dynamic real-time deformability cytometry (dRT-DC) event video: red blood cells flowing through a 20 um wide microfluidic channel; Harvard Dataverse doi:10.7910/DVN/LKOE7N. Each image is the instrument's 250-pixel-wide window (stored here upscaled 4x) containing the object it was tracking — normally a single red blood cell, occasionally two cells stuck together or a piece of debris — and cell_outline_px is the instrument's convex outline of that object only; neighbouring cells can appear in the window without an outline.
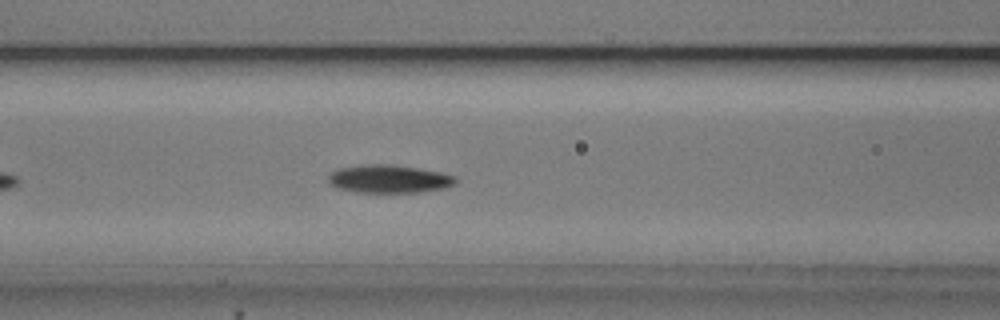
{"species": "common noctule bat (a hibernating species)", "species_latin": "Nyctalus noctula", "temperature_condition": "cold", "stored_images_in_passage": 33, "camera_frame_rate_fps": 3000, "um_per_image_px": 0.085, "animal": {"sex": "male", "body_mass_g": 20.5, "forearm_length_mm": 52.5}, "frame": {"image": 1, "passage_image": 10, "time_ms": 3.0, "image_size_px": [1000, 320], "cell_outline_px": [[456, 184], [444, 188], [420, 192], [356, 192], [340, 188], [332, 184], [328, 180], [328, 176], [336, 168], [360, 164], [388, 164], [444, 172], [456, 176]], "centroid_in_image_um": [33.09, 15.19], "position_along_channel_um": 133.5, "area_um2": 20.87}, "authors_computed_cell_mechanics": {"area_um2": 20.23, "velocity_mm_per_s": 3.7192, "shape_relaxation_time_tau1_ms": 2.403, "shape_relaxation_time_tau2_ms": null, "deformation_change_tau1": 0.1157, "deformation_change_tau2": null}}